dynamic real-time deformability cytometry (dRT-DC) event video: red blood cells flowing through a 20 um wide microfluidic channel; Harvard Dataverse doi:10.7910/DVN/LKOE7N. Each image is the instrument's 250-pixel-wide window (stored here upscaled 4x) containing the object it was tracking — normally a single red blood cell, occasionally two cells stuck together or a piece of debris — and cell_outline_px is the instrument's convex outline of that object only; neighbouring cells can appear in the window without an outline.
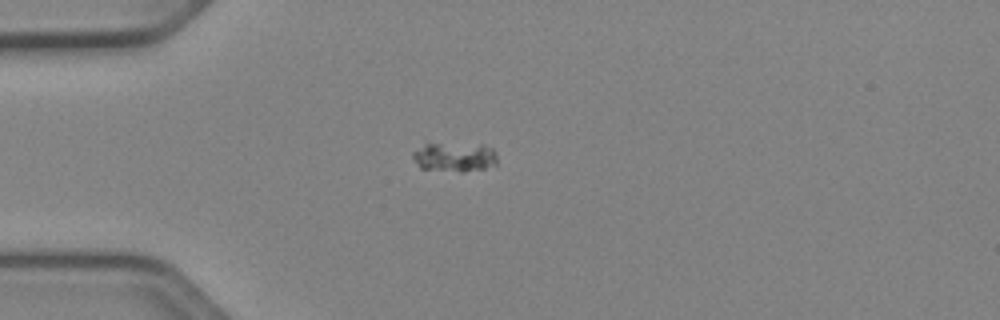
{"species": "Egyptian fruit bat (a non-hibernating species)", "species_latin": "Rousettus aegyptiacus", "temperature_condition": "cold", "stored_images_in_passage": 30, "camera_frame_rate_fps": 3000, "um_per_image_px": 0.085, "animal": {"sex": "female"}, "frame": {"image": 1, "passage_image": 2, "time_ms": 0.333, "image_size_px": [1000, 320], "cell_outline_px": [[496, 164], [484, 168], [420, 168], [412, 156], [412, 152], [424, 140], [480, 144], [492, 148], [496, 152]], "centroid_in_image_um": [38.54, 13.2], "position_along_channel_um": 46.5, "area_um2": 14.33}}
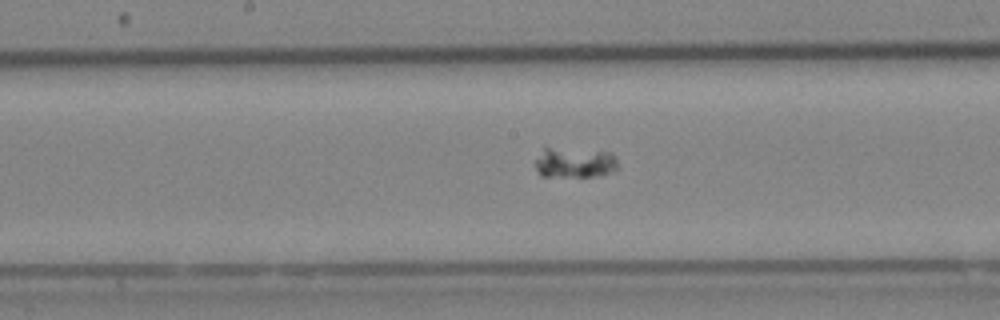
{"frame": {"image": 2, "passage_image": 15, "time_ms": 4.667, "image_size_px": [1000, 320], "cell_outline_px": [[616, 172], [600, 176], [540, 176], [536, 168], [536, 160], [544, 148], [548, 148], [612, 152], [616, 160]], "centroid_in_image_um": [48.88, 13.85], "position_along_channel_um": 199.3, "area_um2": 14.33}}
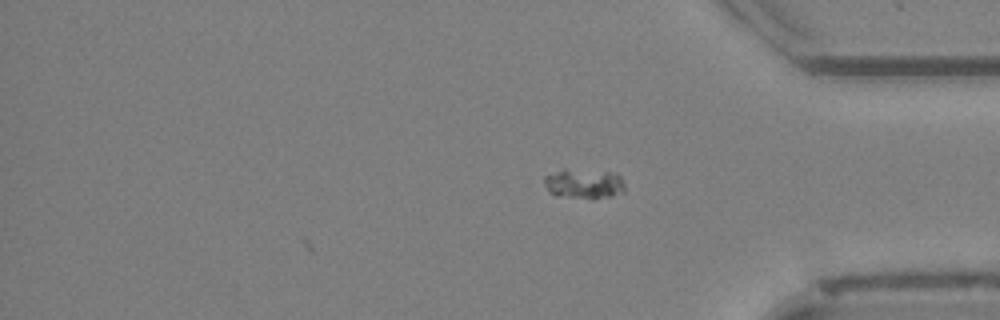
{"frame": {"image": 3, "passage_image": 30, "time_ms": 9.667, "image_size_px": [1000, 320], "cell_outline_px": [[624, 192], [612, 196], [592, 200], [556, 196], [548, 192], [544, 184], [544, 176], [564, 168], [616, 172], [620, 176], [624, 184]], "centroid_in_image_um": [49.63, 15.63], "position_along_channel_um": 385.6, "area_um2": 14.62}}